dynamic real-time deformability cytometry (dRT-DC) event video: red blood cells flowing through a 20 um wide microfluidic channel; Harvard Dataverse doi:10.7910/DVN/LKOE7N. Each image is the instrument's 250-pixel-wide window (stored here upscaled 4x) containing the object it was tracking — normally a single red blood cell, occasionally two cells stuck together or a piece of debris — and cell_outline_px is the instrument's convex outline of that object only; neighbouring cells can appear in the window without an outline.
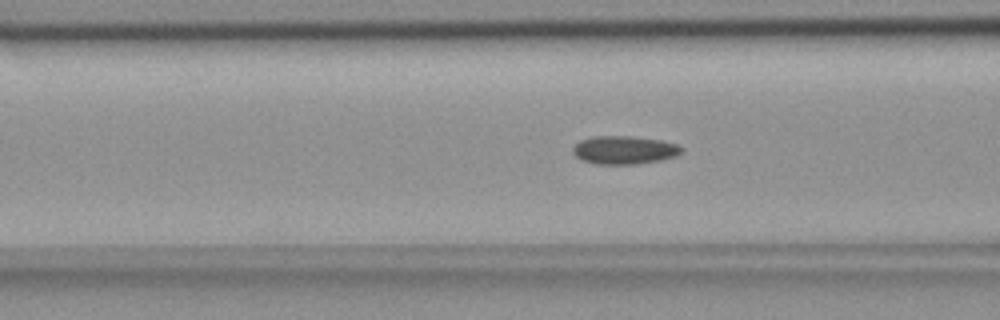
{"species": "common noctule bat (a hibernating species)", "species_latin": "Nyctalus noctula", "temperature_condition": "room temperature", "stored_images_in_passage": 47, "camera_frame_rate_fps": 3000, "um_per_image_px": 0.085, "animal": {"sex": "female", "body_mass_g": 18.4}, "frame": {"image": 1, "passage_image": 16, "time_ms": 5.0, "image_size_px": [1000, 320], "cell_outline_px": [[684, 152], [676, 156], [660, 160], [636, 164], [596, 164], [584, 160], [576, 156], [572, 152], [572, 148], [580, 140], [592, 136], [632, 136], [660, 140], [676, 144], [684, 148]], "centroid_in_image_um": [53.08, 12.74], "position_along_channel_um": 113.5, "area_um2": 17.92}}
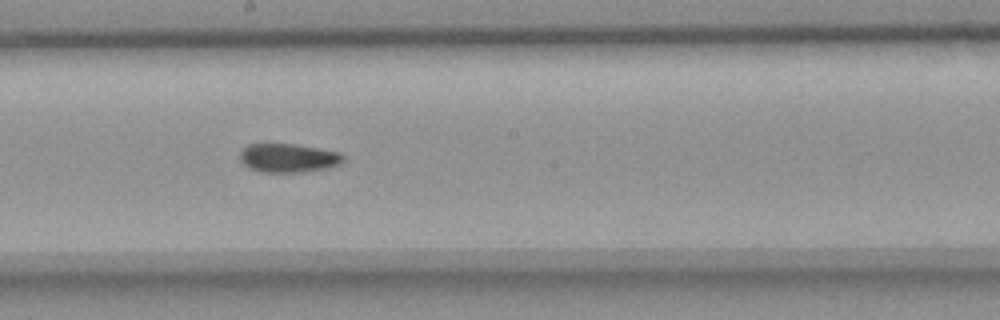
{"frame": {"image": 2, "passage_image": 25, "time_ms": 8.0, "image_size_px": [1000, 320], "cell_outline_px": [[344, 160], [340, 164], [328, 168], [300, 172], [260, 172], [248, 168], [240, 160], [240, 152], [248, 144], [296, 144], [340, 152], [344, 156]], "centroid_in_image_um": [24.51, 13.43], "position_along_channel_um": 223.7, "area_um2": 17.4}}
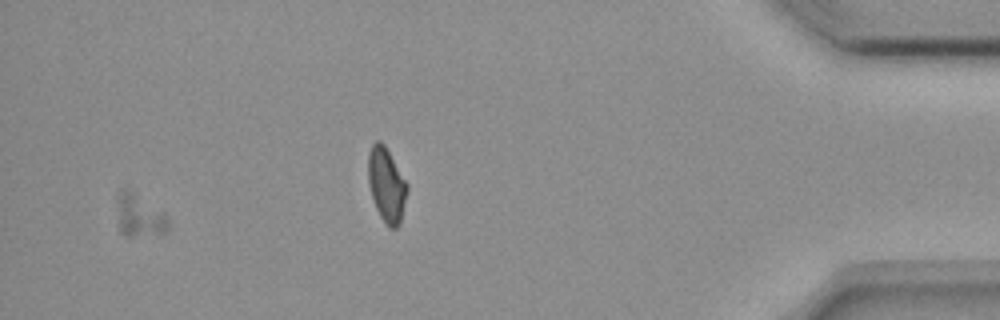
{"frame": {"image": 3, "passage_image": 43, "time_ms": 14.0, "image_size_px": [1000, 320], "cell_outline_px": [[168, 228], [164, 232], [128, 236], [124, 236], [120, 232], [120, 192], [124, 188], [128, 188], [164, 212], [168, 216]], "centroid_in_image_um": [11.91, 18.32], "position_along_channel_um": 423.3, "area_um2": 11.96}, "authors_computed_cell_mechanics": {"area_um2": 17.34, "velocity_mm_per_s": 3.682, "shape_relaxation_time_tau1_ms": null, "shape_relaxation_time_tau2_ms": 6.1759, "deformation_change_tau1": null, "deformation_change_tau2": 0.1135}}